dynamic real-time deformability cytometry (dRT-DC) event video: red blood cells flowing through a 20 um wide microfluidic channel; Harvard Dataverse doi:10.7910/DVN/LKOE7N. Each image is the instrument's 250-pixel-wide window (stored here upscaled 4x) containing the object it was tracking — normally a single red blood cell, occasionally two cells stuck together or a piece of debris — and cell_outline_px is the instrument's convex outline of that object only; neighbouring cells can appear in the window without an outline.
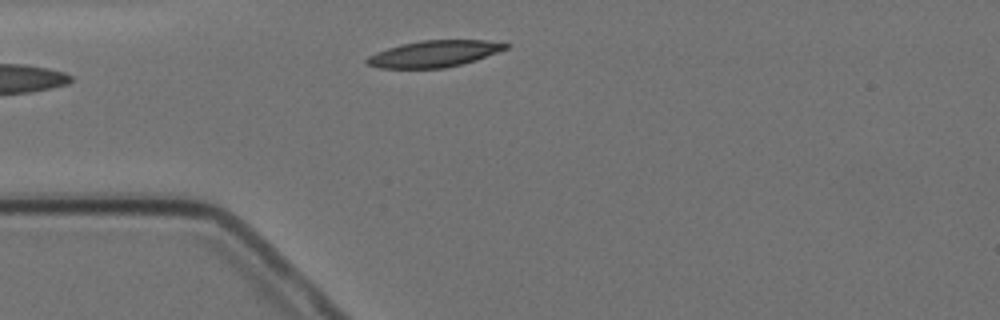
{"species": "Egyptian fruit bat (a non-hibernating species)", "species_latin": "Rousettus aegyptiacus", "temperature_condition": "cold", "stored_images_in_passage": 3, "camera_frame_rate_fps": 3000, "um_per_image_px": 0.085, "animal": {"sex": "female"}, "frame": {"image": 1, "passage_image": 2, "time_ms": 1.333, "image_size_px": [1000, 320], "cell_outline_px": [[508, 48], [476, 60], [444, 68], [380, 68], [368, 64], [364, 60], [368, 56], [376, 52], [400, 44], [420, 40], [484, 40], [508, 44]], "centroid_in_image_um": [36.87, 4.57], "position_along_channel_um": 48.1, "area_um2": 21.27}}